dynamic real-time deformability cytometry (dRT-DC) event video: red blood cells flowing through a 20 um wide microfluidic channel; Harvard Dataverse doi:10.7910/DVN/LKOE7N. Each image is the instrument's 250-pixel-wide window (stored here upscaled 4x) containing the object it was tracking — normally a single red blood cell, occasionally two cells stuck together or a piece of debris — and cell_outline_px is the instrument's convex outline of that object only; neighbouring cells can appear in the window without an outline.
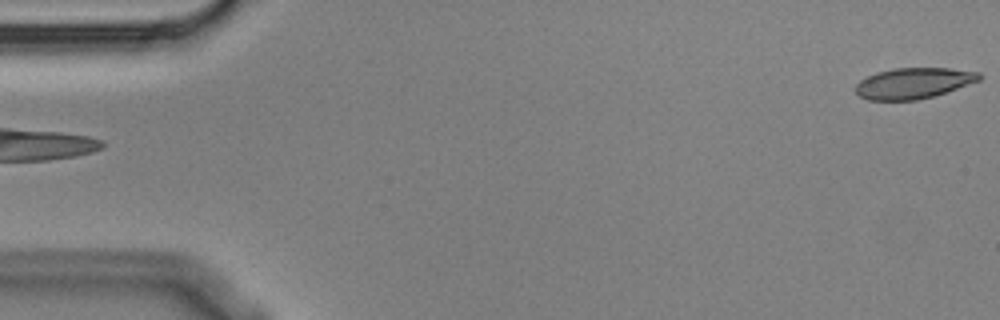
{"species": "Egyptian fruit bat (a non-hibernating species)", "species_latin": "Rousettus aegyptiacus", "temperature_condition": "cold", "stored_images_in_passage": 6, "segment_of_instrument_passage": [2, 2], "camera_frame_rate_fps": 3000, "um_per_image_px": 0.085, "animal": {"sex": "male"}, "frame": {"image": 1, "passage_image": 6, "time_ms": 1.667, "image_size_px": [1000, 320], "cell_outline_px": [[984, 76], [980, 80], [932, 96], [916, 100], [868, 100], [860, 96], [856, 92], [856, 84], [860, 80], [876, 72], [896, 68], [948, 68], [980, 72]], "centroid_in_image_um": [77.64, 7.06], "position_along_channel_um": 7.4, "area_um2": 22.02}}